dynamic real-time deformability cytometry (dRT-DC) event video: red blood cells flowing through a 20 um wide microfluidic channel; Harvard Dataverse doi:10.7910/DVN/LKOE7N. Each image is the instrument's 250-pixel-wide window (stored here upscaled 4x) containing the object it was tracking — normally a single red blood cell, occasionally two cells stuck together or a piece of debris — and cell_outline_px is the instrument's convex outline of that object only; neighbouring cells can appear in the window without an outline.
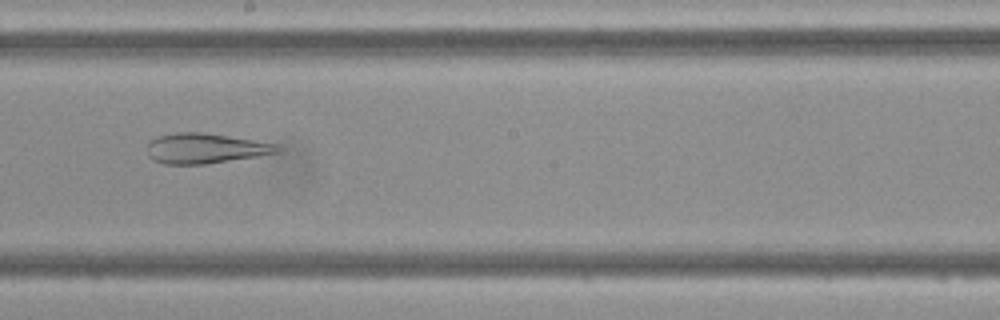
{"species": "Egyptian fruit bat (a non-hibernating species)", "species_latin": "Rousettus aegyptiacus", "temperature_condition": "cold", "stored_images_in_passage": 47, "camera_frame_rate_fps": 3000, "um_per_image_px": 0.085, "frame": {"image": 1, "passage_image": 26, "time_ms": 8.333, "image_size_px": [1000, 320], "cell_outline_px": [[280, 152], [256, 156], [204, 164], [164, 164], [152, 160], [148, 156], [148, 144], [156, 136], [176, 132], [200, 132], [252, 140], [276, 144], [280, 148]], "centroid_in_image_um": [17.39, 12.61], "position_along_channel_um": 230.8, "area_um2": 22.54}}
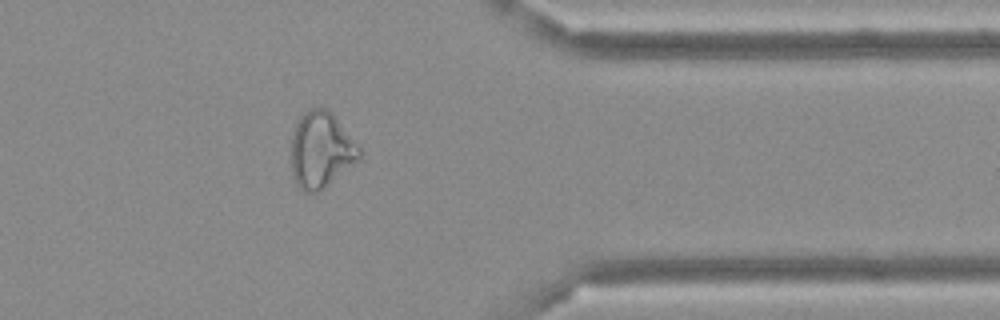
{"frame": {"image": 2, "passage_image": 38, "time_ms": 12.333, "image_size_px": [1000, 320], "cell_outline_px": [[364, 152], [360, 160], [320, 192], [304, 192], [296, 184], [292, 172], [292, 136], [296, 124], [300, 116], [304, 112], [312, 108], [324, 108], [336, 120]], "centroid_in_image_um": [27.3, 12.81], "position_along_channel_um": 384.1, "area_um2": 29.94}}
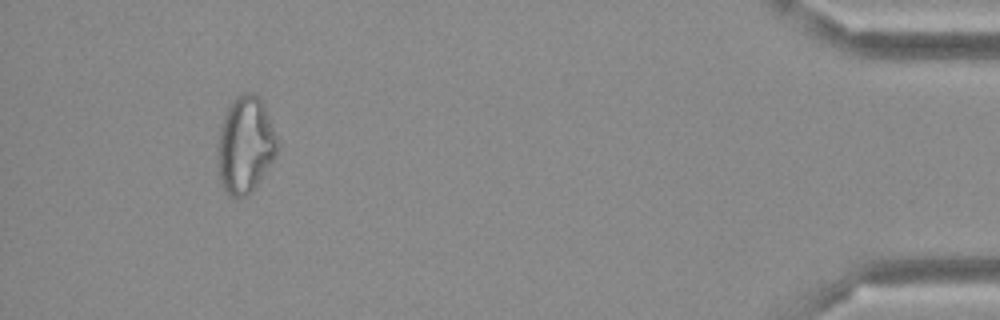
{"frame": {"image": 3, "passage_image": 44, "time_ms": 14.333, "image_size_px": [1000, 320], "cell_outline_px": [[280, 152], [248, 196], [228, 196], [220, 184], [216, 168], [216, 144], [220, 128], [224, 116], [232, 100], [236, 96], [244, 92], [252, 92], [260, 96], [264, 104], [280, 140]], "centroid_in_image_um": [20.86, 12.32], "position_along_channel_um": 414.3, "area_um2": 34.91}}